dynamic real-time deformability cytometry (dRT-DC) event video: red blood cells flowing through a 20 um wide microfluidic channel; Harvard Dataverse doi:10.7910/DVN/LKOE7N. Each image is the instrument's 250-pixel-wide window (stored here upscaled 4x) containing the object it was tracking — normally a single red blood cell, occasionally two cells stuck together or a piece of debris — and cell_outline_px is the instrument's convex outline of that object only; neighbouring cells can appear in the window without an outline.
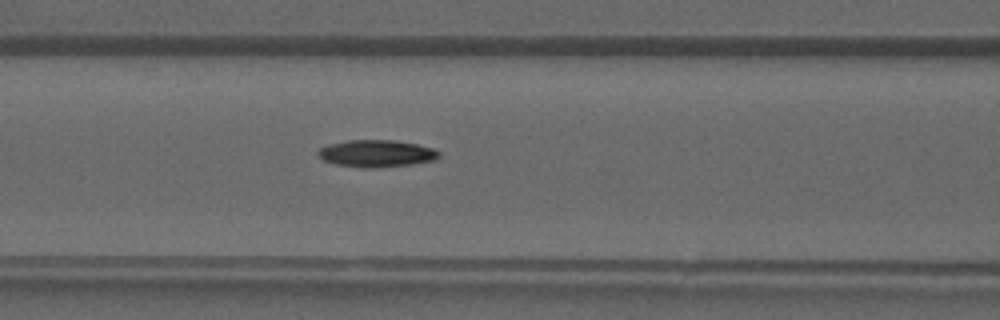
{"species": "common noctule bat (a hibernating species)", "species_latin": "Nyctalus noctula", "temperature_condition": "warm", "stored_images_in_passage": 39, "camera_frame_rate_fps": 3000, "um_per_image_px": 0.085, "animal": {"sex": "male", "forearm_length_mm": 52.5}, "frame": {"image": 1, "passage_image": 16, "time_ms": 5.0, "image_size_px": [1000, 320], "cell_outline_px": [[440, 156], [436, 160], [412, 164], [368, 168], [336, 164], [324, 160], [316, 152], [320, 148], [328, 144], [348, 140], [396, 140], [416, 144], [432, 148], [440, 152]], "centroid_in_image_um": [32.02, 13.03], "position_along_channel_um": 134.6, "area_um2": 18.96}}
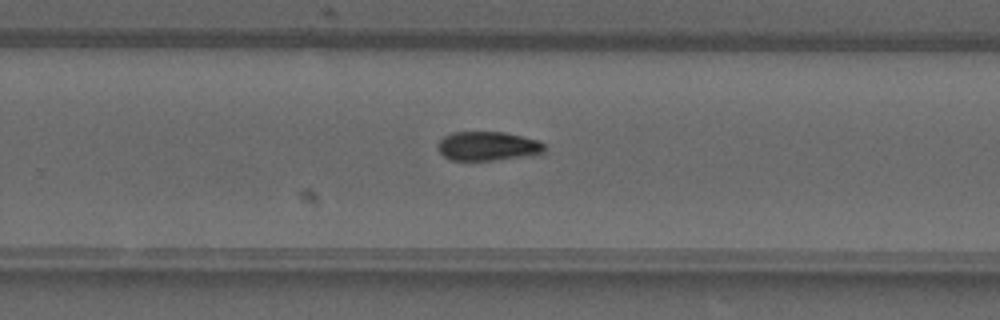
{"frame": {"image": 2, "passage_image": 25, "time_ms": 8.0, "image_size_px": [1000, 320], "cell_outline_px": [[544, 152], [532, 156], [492, 160], [452, 160], [444, 156], [440, 152], [440, 140], [444, 136], [452, 132], [504, 132], [536, 140], [544, 144]], "centroid_in_image_um": [41.48, 12.42], "position_along_channel_um": 288.3, "area_um2": 17.86}}
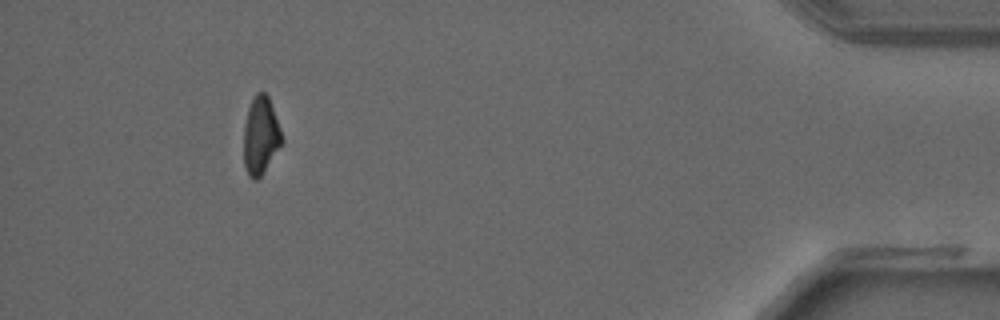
{"frame": {"image": 3, "passage_image": 36, "time_ms": 11.667, "image_size_px": [1000, 320], "cell_outline_px": [[284, 140], [260, 176], [256, 180], [252, 180], [248, 176], [244, 164], [244, 124], [248, 108], [256, 92], [264, 92], [268, 96], [280, 128]], "centroid_in_image_um": [22.14, 11.52], "position_along_channel_um": 413.1, "area_um2": 17.05}}